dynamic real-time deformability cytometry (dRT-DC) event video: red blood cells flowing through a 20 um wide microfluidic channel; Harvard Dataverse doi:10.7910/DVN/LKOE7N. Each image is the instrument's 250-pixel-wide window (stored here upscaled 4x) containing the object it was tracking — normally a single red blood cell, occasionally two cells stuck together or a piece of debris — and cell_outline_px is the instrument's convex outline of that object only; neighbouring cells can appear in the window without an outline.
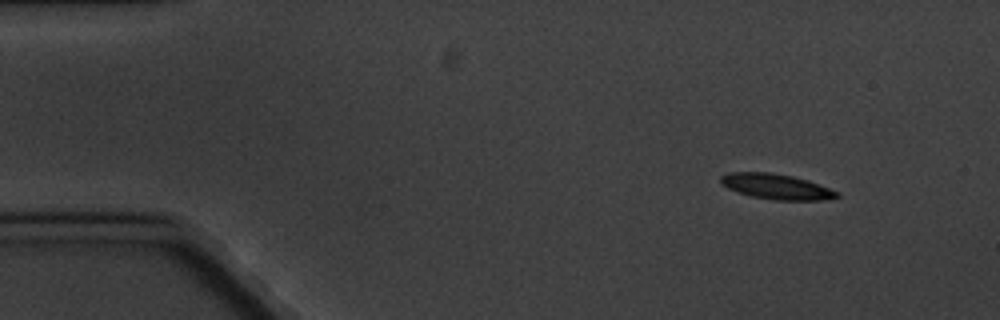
{"species": "common noctule bat (a hibernating species)", "species_latin": "Nyctalus noctula", "temperature_condition": "cold", "stored_images_in_passage": 4, "camera_frame_rate_fps": 3000, "um_per_image_px": 0.085, "animal": {"sex": "male", "body_mass_g": 20.1, "forearm_length_mm": 53.5}, "frame": {"image": 1, "passage_image": 1, "time_ms": 0.0, "image_size_px": [1000, 320], "cell_outline_px": [[840, 196], [820, 200], [776, 200], [752, 196], [728, 188], [720, 180], [720, 176], [728, 172], [768, 172], [792, 176], [808, 180], [828, 188], [836, 192]], "centroid_in_image_um": [65.96, 15.85], "position_along_channel_um": 19.0, "area_um2": 16.76}}
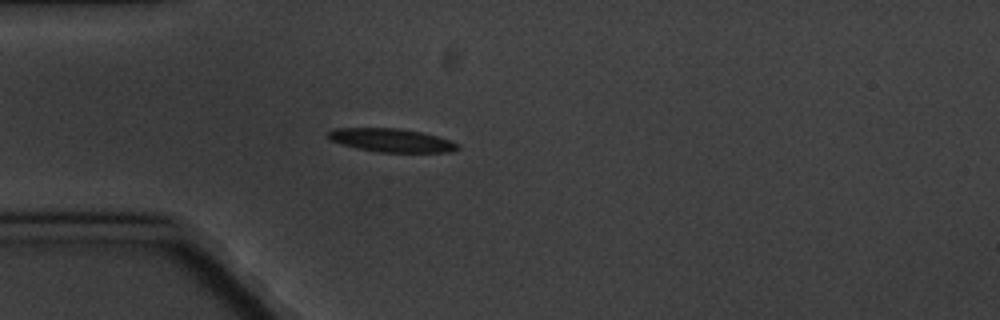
{"frame": {"image": 2, "passage_image": 4, "time_ms": 3.333, "image_size_px": [1000, 320], "cell_outline_px": [[460, 148], [452, 152], [380, 152], [356, 148], [340, 144], [328, 140], [324, 136], [328, 132], [336, 128], [396, 128], [420, 132], [436, 136], [448, 140], [456, 144]], "centroid_in_image_um": [33.18, 11.92], "position_along_channel_um": 51.8, "area_um2": 17.63}}